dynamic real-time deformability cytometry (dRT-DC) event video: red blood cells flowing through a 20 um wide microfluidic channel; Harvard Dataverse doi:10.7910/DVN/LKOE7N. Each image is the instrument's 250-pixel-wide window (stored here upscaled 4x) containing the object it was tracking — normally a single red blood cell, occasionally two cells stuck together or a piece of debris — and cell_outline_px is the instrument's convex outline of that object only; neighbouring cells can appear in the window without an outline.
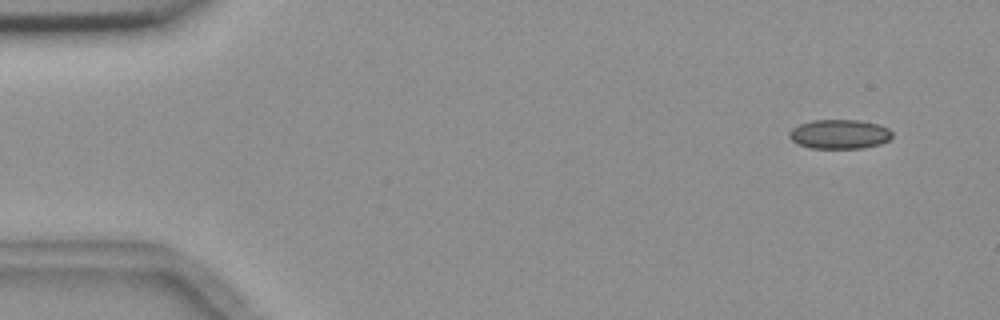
{"species": "common noctule bat (a hibernating species)", "species_latin": "Nyctalus noctula", "temperature_condition": "room temperature", "stored_images_in_passage": 5, "camera_frame_rate_fps": 3000, "um_per_image_px": 0.085, "animal": {"sex": "female", "body_mass_g": 18.4}, "frame": {"image": 1, "passage_image": 1, "time_ms": 0.0, "image_size_px": [1000, 320], "cell_outline_px": [[892, 136], [888, 140], [880, 144], [864, 148], [808, 148], [796, 144], [788, 136], [788, 132], [792, 128], [800, 124], [812, 120], [860, 120], [876, 124], [888, 128], [892, 132]], "centroid_in_image_um": [71.32, 11.41], "position_along_channel_um": 13.7, "area_um2": 17.69}}
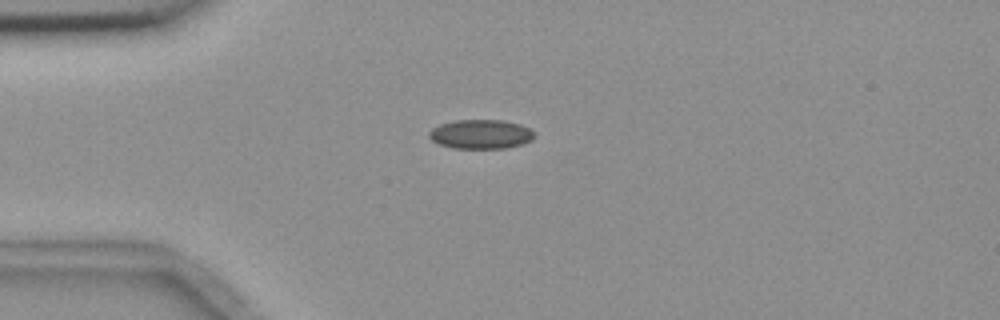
{"frame": {"image": 2, "passage_image": 3, "time_ms": 3.333, "image_size_px": [1000, 320], "cell_outline_px": [[536, 136], [532, 140], [524, 144], [504, 148], [452, 148], [440, 144], [432, 140], [428, 136], [428, 132], [432, 128], [440, 124], [456, 120], [504, 120], [520, 124], [528, 128]], "centroid_in_image_um": [40.87, 11.4], "position_along_channel_um": 44.1, "area_um2": 17.98}}